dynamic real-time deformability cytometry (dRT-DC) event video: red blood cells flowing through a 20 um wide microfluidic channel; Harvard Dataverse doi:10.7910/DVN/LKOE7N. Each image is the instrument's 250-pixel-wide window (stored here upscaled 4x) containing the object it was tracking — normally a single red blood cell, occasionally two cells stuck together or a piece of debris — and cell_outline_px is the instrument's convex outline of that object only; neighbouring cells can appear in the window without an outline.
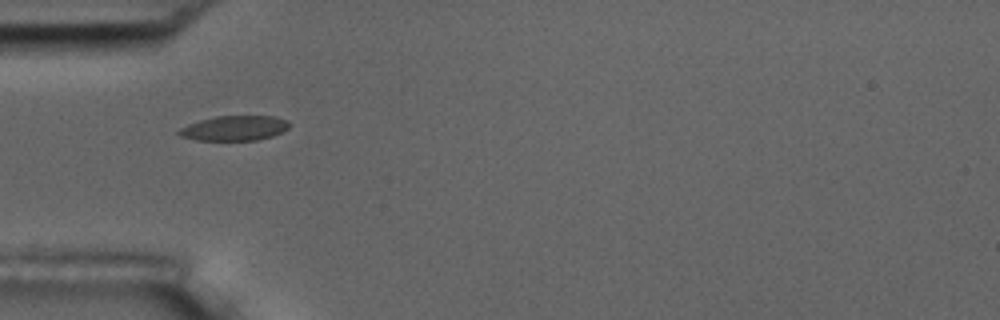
{"species": "common noctule bat (a hibernating species)", "species_latin": "Nyctalus noctula", "temperature_condition": "room temperature", "stored_images_in_passage": 20, "camera_frame_rate_fps": 3000, "um_per_image_px": 0.085, "animal": {"sex": "male", "body_mass_g": 17.5, "forearm_length_mm": 52.3}, "frame": {"image": 1, "passage_image": 1, "time_ms": 0.0, "image_size_px": [1000, 320], "cell_outline_px": [[288, 128], [272, 136], [256, 140], [196, 140], [180, 136], [176, 132], [180, 128], [188, 124], [200, 120], [216, 116], [276, 116], [288, 120]], "centroid_in_image_um": [19.9, 10.89], "position_along_channel_um": 65.1, "area_um2": 15.95}}
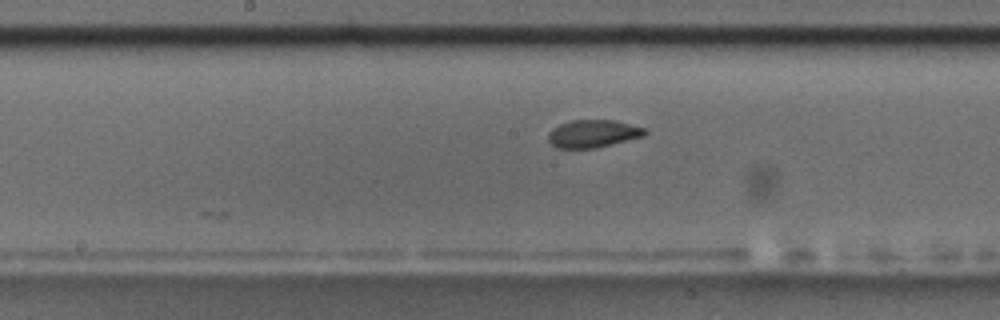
{"frame": {"image": 2, "passage_image": 12, "time_ms": 3.667, "image_size_px": [1000, 320], "cell_outline_px": [[648, 132], [644, 136], [596, 148], [556, 148], [548, 140], [548, 132], [552, 128], [560, 124], [572, 120], [616, 120], [648, 128]], "centroid_in_image_um": [50.44, 11.35], "position_along_channel_um": 197.8, "area_um2": 15.78}}
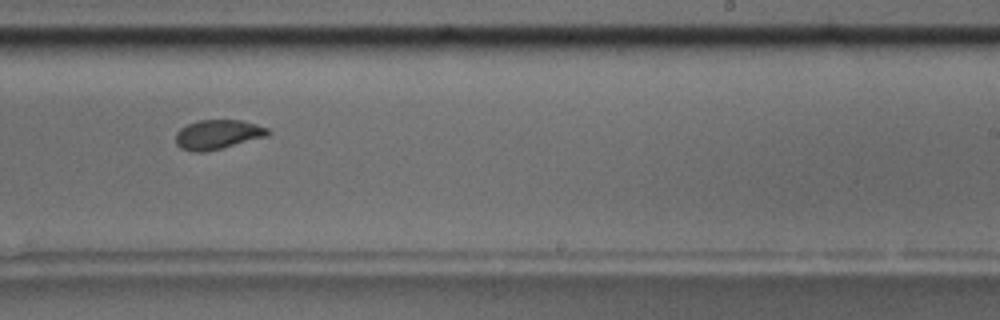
{"frame": {"image": 3, "passage_image": 18, "time_ms": 5.667, "image_size_px": [1000, 320], "cell_outline_px": [[272, 132], [268, 136], [204, 152], [192, 152], [180, 148], [176, 144], [176, 132], [180, 128], [196, 120], [240, 120], [256, 124], [268, 128]], "centroid_in_image_um": [18.5, 11.42], "position_along_channel_um": 270.5, "area_um2": 15.84}}